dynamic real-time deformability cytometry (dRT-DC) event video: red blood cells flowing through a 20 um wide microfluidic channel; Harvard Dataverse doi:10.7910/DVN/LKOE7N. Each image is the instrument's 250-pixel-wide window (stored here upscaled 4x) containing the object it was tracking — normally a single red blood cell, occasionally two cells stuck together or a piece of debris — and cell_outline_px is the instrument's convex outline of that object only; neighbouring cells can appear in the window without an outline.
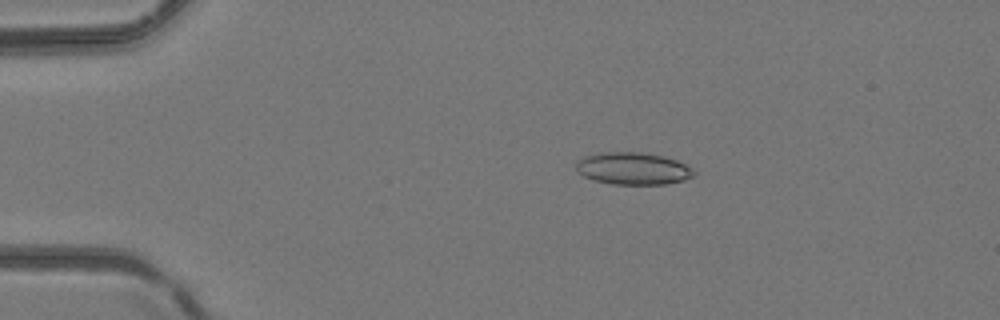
{"species": "common noctule bat (a hibernating species)", "species_latin": "Nyctalus noctula", "temperature_condition": "room temperature", "stored_images_in_passage": 4, "camera_frame_rate_fps": 3000, "um_per_image_px": 0.085, "animal": {"sex": "female", "body_mass_g": 24.6, "forearm_length_mm": 56.2}, "frame": {"image": 1, "passage_image": 2, "time_ms": 0.333, "image_size_px": [1000, 320], "cell_outline_px": [[696, 176], [684, 180], [664, 184], [612, 184], [592, 180], [576, 172], [576, 160], [584, 156], [600, 152], [640, 152], [664, 156], [676, 160], [692, 168], [696, 172]], "centroid_in_image_um": [53.78, 14.32], "position_along_channel_um": 31.2, "area_um2": 22.37}}